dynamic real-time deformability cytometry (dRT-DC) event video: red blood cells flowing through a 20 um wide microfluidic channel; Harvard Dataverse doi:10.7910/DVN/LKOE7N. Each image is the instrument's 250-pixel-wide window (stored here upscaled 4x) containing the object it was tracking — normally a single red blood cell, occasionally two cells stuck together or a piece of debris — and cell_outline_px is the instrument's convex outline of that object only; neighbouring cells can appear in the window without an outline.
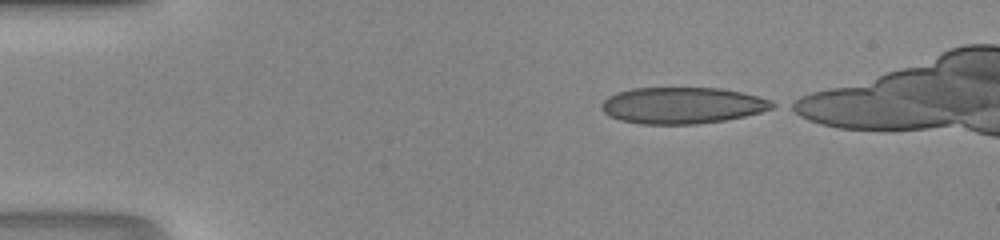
{"species": "human", "species_latin": "Homo sapiens", "temperature_condition": "room temperature", "stored_images_in_passage": 36, "camera_frame_rate_fps": 3000, "um_per_image_px": 0.085, "donor": {"sex": "male"}, "frame": {"image": 1, "passage_image": 1, "time_ms": 0.0, "image_size_px": [1000, 240], "cell_outline_px": [[780, 104], [772, 108], [760, 112], [744, 116], [724, 120], [696, 124], [640, 124], [620, 120], [608, 116], [600, 108], [600, 104], [608, 96], [616, 92], [632, 88], [720, 88], [740, 92], [772, 100]], "centroid_in_image_um": [57.97, 8.96], "position_along_channel_um": 27.0, "area_um2": 36.41}}
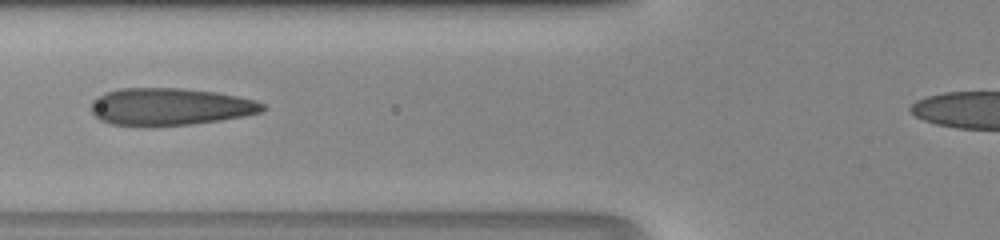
{"frame": {"image": 2, "passage_image": 12, "time_ms": 3.667, "image_size_px": [1000, 240], "cell_outline_px": [[268, 108], [260, 112], [244, 116], [220, 120], [192, 124], [112, 124], [100, 120], [88, 108], [92, 100], [96, 96], [104, 92], [120, 88], [180, 88], [216, 92], [256, 100], [264, 104]], "centroid_in_image_um": [14.44, 9.04], "position_along_channel_um": 111.4, "area_um2": 36.88}}
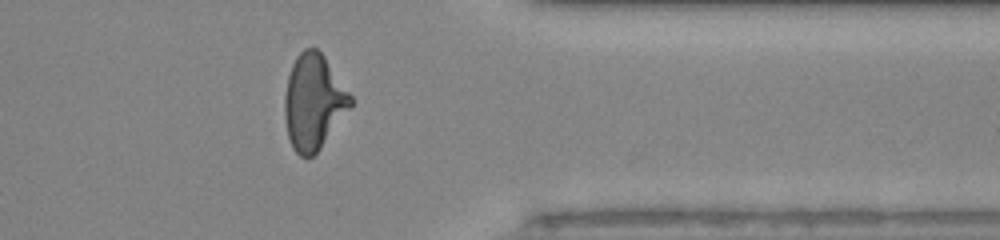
{"frame": {"image": 3, "passage_image": 31, "time_ms": 10.0, "image_size_px": [1000, 240], "cell_outline_px": [[352, 104], [320, 148], [312, 156], [300, 156], [292, 148], [288, 136], [284, 116], [284, 96], [288, 76], [292, 64], [296, 56], [304, 48], [316, 48], [324, 56], [352, 96]], "centroid_in_image_um": [26.62, 8.65], "position_along_channel_um": 384.8, "area_um2": 36.18}}